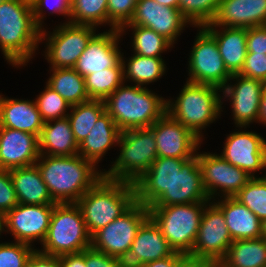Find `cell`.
<instances>
[{
	"label": "cell",
	"instance_id": "cell-39",
	"mask_svg": "<svg viewBox=\"0 0 266 267\" xmlns=\"http://www.w3.org/2000/svg\"><path fill=\"white\" fill-rule=\"evenodd\" d=\"M221 0H179V10L194 27L205 26L214 19Z\"/></svg>",
	"mask_w": 266,
	"mask_h": 267
},
{
	"label": "cell",
	"instance_id": "cell-51",
	"mask_svg": "<svg viewBox=\"0 0 266 267\" xmlns=\"http://www.w3.org/2000/svg\"><path fill=\"white\" fill-rule=\"evenodd\" d=\"M181 255L182 253L180 252H174L172 255L168 257L145 263L142 266L143 267H175Z\"/></svg>",
	"mask_w": 266,
	"mask_h": 267
},
{
	"label": "cell",
	"instance_id": "cell-21",
	"mask_svg": "<svg viewBox=\"0 0 266 267\" xmlns=\"http://www.w3.org/2000/svg\"><path fill=\"white\" fill-rule=\"evenodd\" d=\"M40 156L36 135L24 131L0 127V169L34 165Z\"/></svg>",
	"mask_w": 266,
	"mask_h": 267
},
{
	"label": "cell",
	"instance_id": "cell-40",
	"mask_svg": "<svg viewBox=\"0 0 266 267\" xmlns=\"http://www.w3.org/2000/svg\"><path fill=\"white\" fill-rule=\"evenodd\" d=\"M35 102L44 122L67 117L71 105L47 84Z\"/></svg>",
	"mask_w": 266,
	"mask_h": 267
},
{
	"label": "cell",
	"instance_id": "cell-48",
	"mask_svg": "<svg viewBox=\"0 0 266 267\" xmlns=\"http://www.w3.org/2000/svg\"><path fill=\"white\" fill-rule=\"evenodd\" d=\"M24 267H61V262L59 256L44 254L36 247Z\"/></svg>",
	"mask_w": 266,
	"mask_h": 267
},
{
	"label": "cell",
	"instance_id": "cell-47",
	"mask_svg": "<svg viewBox=\"0 0 266 267\" xmlns=\"http://www.w3.org/2000/svg\"><path fill=\"white\" fill-rule=\"evenodd\" d=\"M247 53H266V25L247 28Z\"/></svg>",
	"mask_w": 266,
	"mask_h": 267
},
{
	"label": "cell",
	"instance_id": "cell-29",
	"mask_svg": "<svg viewBox=\"0 0 266 267\" xmlns=\"http://www.w3.org/2000/svg\"><path fill=\"white\" fill-rule=\"evenodd\" d=\"M174 158H157L134 183L136 201L150 207L171 186Z\"/></svg>",
	"mask_w": 266,
	"mask_h": 267
},
{
	"label": "cell",
	"instance_id": "cell-36",
	"mask_svg": "<svg viewBox=\"0 0 266 267\" xmlns=\"http://www.w3.org/2000/svg\"><path fill=\"white\" fill-rule=\"evenodd\" d=\"M123 83V65L121 61L114 67L85 76L86 91L89 98L93 100L104 101Z\"/></svg>",
	"mask_w": 266,
	"mask_h": 267
},
{
	"label": "cell",
	"instance_id": "cell-12",
	"mask_svg": "<svg viewBox=\"0 0 266 267\" xmlns=\"http://www.w3.org/2000/svg\"><path fill=\"white\" fill-rule=\"evenodd\" d=\"M196 156L202 183L210 201L234 197L252 178L242 169L230 164L219 153L199 152Z\"/></svg>",
	"mask_w": 266,
	"mask_h": 267
},
{
	"label": "cell",
	"instance_id": "cell-2",
	"mask_svg": "<svg viewBox=\"0 0 266 267\" xmlns=\"http://www.w3.org/2000/svg\"><path fill=\"white\" fill-rule=\"evenodd\" d=\"M40 33L31 6L18 0L0 2V51L7 64L27 66L39 50Z\"/></svg>",
	"mask_w": 266,
	"mask_h": 267
},
{
	"label": "cell",
	"instance_id": "cell-28",
	"mask_svg": "<svg viewBox=\"0 0 266 267\" xmlns=\"http://www.w3.org/2000/svg\"><path fill=\"white\" fill-rule=\"evenodd\" d=\"M18 203L56 205L36 164L9 170Z\"/></svg>",
	"mask_w": 266,
	"mask_h": 267
},
{
	"label": "cell",
	"instance_id": "cell-34",
	"mask_svg": "<svg viewBox=\"0 0 266 267\" xmlns=\"http://www.w3.org/2000/svg\"><path fill=\"white\" fill-rule=\"evenodd\" d=\"M128 29V30H127ZM132 31L131 46L133 53L143 57H162V53L172 49L174 45L152 29L139 25H123L119 31L121 36Z\"/></svg>",
	"mask_w": 266,
	"mask_h": 267
},
{
	"label": "cell",
	"instance_id": "cell-20",
	"mask_svg": "<svg viewBox=\"0 0 266 267\" xmlns=\"http://www.w3.org/2000/svg\"><path fill=\"white\" fill-rule=\"evenodd\" d=\"M121 38L123 39L119 29L97 32L78 58L74 69L85 77L93 72L116 66L121 61L122 51L118 46Z\"/></svg>",
	"mask_w": 266,
	"mask_h": 267
},
{
	"label": "cell",
	"instance_id": "cell-22",
	"mask_svg": "<svg viewBox=\"0 0 266 267\" xmlns=\"http://www.w3.org/2000/svg\"><path fill=\"white\" fill-rule=\"evenodd\" d=\"M174 253L154 221L148 217L139 227L127 257V267L168 257Z\"/></svg>",
	"mask_w": 266,
	"mask_h": 267
},
{
	"label": "cell",
	"instance_id": "cell-52",
	"mask_svg": "<svg viewBox=\"0 0 266 267\" xmlns=\"http://www.w3.org/2000/svg\"><path fill=\"white\" fill-rule=\"evenodd\" d=\"M258 123L266 126V86L261 95Z\"/></svg>",
	"mask_w": 266,
	"mask_h": 267
},
{
	"label": "cell",
	"instance_id": "cell-27",
	"mask_svg": "<svg viewBox=\"0 0 266 267\" xmlns=\"http://www.w3.org/2000/svg\"><path fill=\"white\" fill-rule=\"evenodd\" d=\"M203 27L215 38L226 69L232 75L239 74L244 66L247 54V28L224 26Z\"/></svg>",
	"mask_w": 266,
	"mask_h": 267
},
{
	"label": "cell",
	"instance_id": "cell-41",
	"mask_svg": "<svg viewBox=\"0 0 266 267\" xmlns=\"http://www.w3.org/2000/svg\"><path fill=\"white\" fill-rule=\"evenodd\" d=\"M35 249L23 242H0V267H24Z\"/></svg>",
	"mask_w": 266,
	"mask_h": 267
},
{
	"label": "cell",
	"instance_id": "cell-55",
	"mask_svg": "<svg viewBox=\"0 0 266 267\" xmlns=\"http://www.w3.org/2000/svg\"><path fill=\"white\" fill-rule=\"evenodd\" d=\"M262 237L266 239V219L262 221Z\"/></svg>",
	"mask_w": 266,
	"mask_h": 267
},
{
	"label": "cell",
	"instance_id": "cell-19",
	"mask_svg": "<svg viewBox=\"0 0 266 267\" xmlns=\"http://www.w3.org/2000/svg\"><path fill=\"white\" fill-rule=\"evenodd\" d=\"M124 25L152 29L173 45L188 25L193 27L179 9L160 5L154 0H138L133 18Z\"/></svg>",
	"mask_w": 266,
	"mask_h": 267
},
{
	"label": "cell",
	"instance_id": "cell-10",
	"mask_svg": "<svg viewBox=\"0 0 266 267\" xmlns=\"http://www.w3.org/2000/svg\"><path fill=\"white\" fill-rule=\"evenodd\" d=\"M197 28L188 58L187 81L223 89L232 76L226 69L215 38L203 27Z\"/></svg>",
	"mask_w": 266,
	"mask_h": 267
},
{
	"label": "cell",
	"instance_id": "cell-7",
	"mask_svg": "<svg viewBox=\"0 0 266 267\" xmlns=\"http://www.w3.org/2000/svg\"><path fill=\"white\" fill-rule=\"evenodd\" d=\"M91 247V235L76 203H56L52 211L47 236L40 252L61 256L80 253Z\"/></svg>",
	"mask_w": 266,
	"mask_h": 267
},
{
	"label": "cell",
	"instance_id": "cell-30",
	"mask_svg": "<svg viewBox=\"0 0 266 267\" xmlns=\"http://www.w3.org/2000/svg\"><path fill=\"white\" fill-rule=\"evenodd\" d=\"M38 140L40 155L63 157L78 154V143L67 117L44 122Z\"/></svg>",
	"mask_w": 266,
	"mask_h": 267
},
{
	"label": "cell",
	"instance_id": "cell-33",
	"mask_svg": "<svg viewBox=\"0 0 266 267\" xmlns=\"http://www.w3.org/2000/svg\"><path fill=\"white\" fill-rule=\"evenodd\" d=\"M49 71L46 84L71 106L91 100L86 91L85 77L74 68H49Z\"/></svg>",
	"mask_w": 266,
	"mask_h": 267
},
{
	"label": "cell",
	"instance_id": "cell-9",
	"mask_svg": "<svg viewBox=\"0 0 266 267\" xmlns=\"http://www.w3.org/2000/svg\"><path fill=\"white\" fill-rule=\"evenodd\" d=\"M52 29L51 32L44 28L40 33V43L46 45L44 57L49 68H74L88 42L98 32L93 26L70 22L60 23Z\"/></svg>",
	"mask_w": 266,
	"mask_h": 267
},
{
	"label": "cell",
	"instance_id": "cell-26",
	"mask_svg": "<svg viewBox=\"0 0 266 267\" xmlns=\"http://www.w3.org/2000/svg\"><path fill=\"white\" fill-rule=\"evenodd\" d=\"M120 133L112 117L105 111L78 145V155L98 167L107 152L117 146Z\"/></svg>",
	"mask_w": 266,
	"mask_h": 267
},
{
	"label": "cell",
	"instance_id": "cell-43",
	"mask_svg": "<svg viewBox=\"0 0 266 267\" xmlns=\"http://www.w3.org/2000/svg\"><path fill=\"white\" fill-rule=\"evenodd\" d=\"M138 0H108V25L109 29H120L129 23L135 13Z\"/></svg>",
	"mask_w": 266,
	"mask_h": 267
},
{
	"label": "cell",
	"instance_id": "cell-50",
	"mask_svg": "<svg viewBox=\"0 0 266 267\" xmlns=\"http://www.w3.org/2000/svg\"><path fill=\"white\" fill-rule=\"evenodd\" d=\"M61 267H87L85 250L80 253L64 254L59 256Z\"/></svg>",
	"mask_w": 266,
	"mask_h": 267
},
{
	"label": "cell",
	"instance_id": "cell-42",
	"mask_svg": "<svg viewBox=\"0 0 266 267\" xmlns=\"http://www.w3.org/2000/svg\"><path fill=\"white\" fill-rule=\"evenodd\" d=\"M71 1L72 0H37V2L32 6V12L36 25L42 30L44 29V20L46 18V9H49V15H59L68 17L65 22H70L71 15Z\"/></svg>",
	"mask_w": 266,
	"mask_h": 267
},
{
	"label": "cell",
	"instance_id": "cell-4",
	"mask_svg": "<svg viewBox=\"0 0 266 267\" xmlns=\"http://www.w3.org/2000/svg\"><path fill=\"white\" fill-rule=\"evenodd\" d=\"M224 107L221 89L186 80L176 98L167 99L166 112L203 141V130L221 118Z\"/></svg>",
	"mask_w": 266,
	"mask_h": 267
},
{
	"label": "cell",
	"instance_id": "cell-25",
	"mask_svg": "<svg viewBox=\"0 0 266 267\" xmlns=\"http://www.w3.org/2000/svg\"><path fill=\"white\" fill-rule=\"evenodd\" d=\"M212 202L222 211L233 241L262 237L261 220L234 197H222Z\"/></svg>",
	"mask_w": 266,
	"mask_h": 267
},
{
	"label": "cell",
	"instance_id": "cell-11",
	"mask_svg": "<svg viewBox=\"0 0 266 267\" xmlns=\"http://www.w3.org/2000/svg\"><path fill=\"white\" fill-rule=\"evenodd\" d=\"M149 217V208L135 202L126 212L91 237V247L109 256L125 259L136 233Z\"/></svg>",
	"mask_w": 266,
	"mask_h": 267
},
{
	"label": "cell",
	"instance_id": "cell-5",
	"mask_svg": "<svg viewBox=\"0 0 266 267\" xmlns=\"http://www.w3.org/2000/svg\"><path fill=\"white\" fill-rule=\"evenodd\" d=\"M136 202L132 183L102 177L77 202L91 237Z\"/></svg>",
	"mask_w": 266,
	"mask_h": 267
},
{
	"label": "cell",
	"instance_id": "cell-8",
	"mask_svg": "<svg viewBox=\"0 0 266 267\" xmlns=\"http://www.w3.org/2000/svg\"><path fill=\"white\" fill-rule=\"evenodd\" d=\"M208 203L150 206L149 217L174 252L190 254L197 238L204 208Z\"/></svg>",
	"mask_w": 266,
	"mask_h": 267
},
{
	"label": "cell",
	"instance_id": "cell-17",
	"mask_svg": "<svg viewBox=\"0 0 266 267\" xmlns=\"http://www.w3.org/2000/svg\"><path fill=\"white\" fill-rule=\"evenodd\" d=\"M232 242L222 211L210 201L204 208L190 255L212 258L220 262L226 256Z\"/></svg>",
	"mask_w": 266,
	"mask_h": 267
},
{
	"label": "cell",
	"instance_id": "cell-31",
	"mask_svg": "<svg viewBox=\"0 0 266 267\" xmlns=\"http://www.w3.org/2000/svg\"><path fill=\"white\" fill-rule=\"evenodd\" d=\"M128 58L122 52L124 83L146 87L157 82L166 74V61L162 57H143L132 53ZM130 57V58H129Z\"/></svg>",
	"mask_w": 266,
	"mask_h": 267
},
{
	"label": "cell",
	"instance_id": "cell-56",
	"mask_svg": "<svg viewBox=\"0 0 266 267\" xmlns=\"http://www.w3.org/2000/svg\"><path fill=\"white\" fill-rule=\"evenodd\" d=\"M1 233H3V216L0 214V236L2 235Z\"/></svg>",
	"mask_w": 266,
	"mask_h": 267
},
{
	"label": "cell",
	"instance_id": "cell-54",
	"mask_svg": "<svg viewBox=\"0 0 266 267\" xmlns=\"http://www.w3.org/2000/svg\"><path fill=\"white\" fill-rule=\"evenodd\" d=\"M18 1H20L21 3H24L26 5H29L31 7L37 2V0H18Z\"/></svg>",
	"mask_w": 266,
	"mask_h": 267
},
{
	"label": "cell",
	"instance_id": "cell-32",
	"mask_svg": "<svg viewBox=\"0 0 266 267\" xmlns=\"http://www.w3.org/2000/svg\"><path fill=\"white\" fill-rule=\"evenodd\" d=\"M220 267H266V239L233 241Z\"/></svg>",
	"mask_w": 266,
	"mask_h": 267
},
{
	"label": "cell",
	"instance_id": "cell-49",
	"mask_svg": "<svg viewBox=\"0 0 266 267\" xmlns=\"http://www.w3.org/2000/svg\"><path fill=\"white\" fill-rule=\"evenodd\" d=\"M175 267H220V262L212 258L182 254Z\"/></svg>",
	"mask_w": 266,
	"mask_h": 267
},
{
	"label": "cell",
	"instance_id": "cell-13",
	"mask_svg": "<svg viewBox=\"0 0 266 267\" xmlns=\"http://www.w3.org/2000/svg\"><path fill=\"white\" fill-rule=\"evenodd\" d=\"M210 202L202 183L197 156L174 158L171 186L151 206L181 205Z\"/></svg>",
	"mask_w": 266,
	"mask_h": 267
},
{
	"label": "cell",
	"instance_id": "cell-23",
	"mask_svg": "<svg viewBox=\"0 0 266 267\" xmlns=\"http://www.w3.org/2000/svg\"><path fill=\"white\" fill-rule=\"evenodd\" d=\"M266 25V0H221L211 23L205 26L252 28Z\"/></svg>",
	"mask_w": 266,
	"mask_h": 267
},
{
	"label": "cell",
	"instance_id": "cell-16",
	"mask_svg": "<svg viewBox=\"0 0 266 267\" xmlns=\"http://www.w3.org/2000/svg\"><path fill=\"white\" fill-rule=\"evenodd\" d=\"M265 86L266 83L261 80L240 74H233L229 78L221 90V99L222 105L224 101H230L235 127H249L250 124L258 123L261 95Z\"/></svg>",
	"mask_w": 266,
	"mask_h": 267
},
{
	"label": "cell",
	"instance_id": "cell-18",
	"mask_svg": "<svg viewBox=\"0 0 266 267\" xmlns=\"http://www.w3.org/2000/svg\"><path fill=\"white\" fill-rule=\"evenodd\" d=\"M150 128L154 133L158 158L191 159L203 142L167 112Z\"/></svg>",
	"mask_w": 266,
	"mask_h": 267
},
{
	"label": "cell",
	"instance_id": "cell-45",
	"mask_svg": "<svg viewBox=\"0 0 266 267\" xmlns=\"http://www.w3.org/2000/svg\"><path fill=\"white\" fill-rule=\"evenodd\" d=\"M239 74L266 83V53H247Z\"/></svg>",
	"mask_w": 266,
	"mask_h": 267
},
{
	"label": "cell",
	"instance_id": "cell-53",
	"mask_svg": "<svg viewBox=\"0 0 266 267\" xmlns=\"http://www.w3.org/2000/svg\"><path fill=\"white\" fill-rule=\"evenodd\" d=\"M154 1L163 6L179 9V0H154Z\"/></svg>",
	"mask_w": 266,
	"mask_h": 267
},
{
	"label": "cell",
	"instance_id": "cell-38",
	"mask_svg": "<svg viewBox=\"0 0 266 267\" xmlns=\"http://www.w3.org/2000/svg\"><path fill=\"white\" fill-rule=\"evenodd\" d=\"M241 204L252 211L261 222L266 219V177H252L234 196Z\"/></svg>",
	"mask_w": 266,
	"mask_h": 267
},
{
	"label": "cell",
	"instance_id": "cell-1",
	"mask_svg": "<svg viewBox=\"0 0 266 267\" xmlns=\"http://www.w3.org/2000/svg\"><path fill=\"white\" fill-rule=\"evenodd\" d=\"M35 164L56 203H76L103 177V169L78 154L40 155Z\"/></svg>",
	"mask_w": 266,
	"mask_h": 267
},
{
	"label": "cell",
	"instance_id": "cell-46",
	"mask_svg": "<svg viewBox=\"0 0 266 267\" xmlns=\"http://www.w3.org/2000/svg\"><path fill=\"white\" fill-rule=\"evenodd\" d=\"M85 262L87 267H127L123 258L109 256L92 247L85 249Z\"/></svg>",
	"mask_w": 266,
	"mask_h": 267
},
{
	"label": "cell",
	"instance_id": "cell-35",
	"mask_svg": "<svg viewBox=\"0 0 266 267\" xmlns=\"http://www.w3.org/2000/svg\"><path fill=\"white\" fill-rule=\"evenodd\" d=\"M106 111L103 100H89L71 106L67 118L78 145L86 138L98 118Z\"/></svg>",
	"mask_w": 266,
	"mask_h": 267
},
{
	"label": "cell",
	"instance_id": "cell-15",
	"mask_svg": "<svg viewBox=\"0 0 266 267\" xmlns=\"http://www.w3.org/2000/svg\"><path fill=\"white\" fill-rule=\"evenodd\" d=\"M54 206L18 203L3 216V233H10L13 241L33 247L38 241L41 245L47 236Z\"/></svg>",
	"mask_w": 266,
	"mask_h": 267
},
{
	"label": "cell",
	"instance_id": "cell-14",
	"mask_svg": "<svg viewBox=\"0 0 266 267\" xmlns=\"http://www.w3.org/2000/svg\"><path fill=\"white\" fill-rule=\"evenodd\" d=\"M246 128L236 127L237 131L226 135L219 155L249 176L258 177V174L255 176L257 172L266 171V139L256 131H247Z\"/></svg>",
	"mask_w": 266,
	"mask_h": 267
},
{
	"label": "cell",
	"instance_id": "cell-24",
	"mask_svg": "<svg viewBox=\"0 0 266 267\" xmlns=\"http://www.w3.org/2000/svg\"><path fill=\"white\" fill-rule=\"evenodd\" d=\"M43 126L35 99L9 98L0 93V127L24 131L39 138Z\"/></svg>",
	"mask_w": 266,
	"mask_h": 267
},
{
	"label": "cell",
	"instance_id": "cell-37",
	"mask_svg": "<svg viewBox=\"0 0 266 267\" xmlns=\"http://www.w3.org/2000/svg\"><path fill=\"white\" fill-rule=\"evenodd\" d=\"M107 4L108 0H72L70 23L95 28L108 25Z\"/></svg>",
	"mask_w": 266,
	"mask_h": 267
},
{
	"label": "cell",
	"instance_id": "cell-44",
	"mask_svg": "<svg viewBox=\"0 0 266 267\" xmlns=\"http://www.w3.org/2000/svg\"><path fill=\"white\" fill-rule=\"evenodd\" d=\"M18 204L9 170L0 169V214L4 216Z\"/></svg>",
	"mask_w": 266,
	"mask_h": 267
},
{
	"label": "cell",
	"instance_id": "cell-6",
	"mask_svg": "<svg viewBox=\"0 0 266 267\" xmlns=\"http://www.w3.org/2000/svg\"><path fill=\"white\" fill-rule=\"evenodd\" d=\"M119 155L111 167L103 170V177L134 184L158 158L153 130L150 127L126 130L117 143Z\"/></svg>",
	"mask_w": 266,
	"mask_h": 267
},
{
	"label": "cell",
	"instance_id": "cell-3",
	"mask_svg": "<svg viewBox=\"0 0 266 267\" xmlns=\"http://www.w3.org/2000/svg\"><path fill=\"white\" fill-rule=\"evenodd\" d=\"M104 103L106 112L123 132L151 127L166 113L167 99L148 87L123 83Z\"/></svg>",
	"mask_w": 266,
	"mask_h": 267
}]
</instances>
